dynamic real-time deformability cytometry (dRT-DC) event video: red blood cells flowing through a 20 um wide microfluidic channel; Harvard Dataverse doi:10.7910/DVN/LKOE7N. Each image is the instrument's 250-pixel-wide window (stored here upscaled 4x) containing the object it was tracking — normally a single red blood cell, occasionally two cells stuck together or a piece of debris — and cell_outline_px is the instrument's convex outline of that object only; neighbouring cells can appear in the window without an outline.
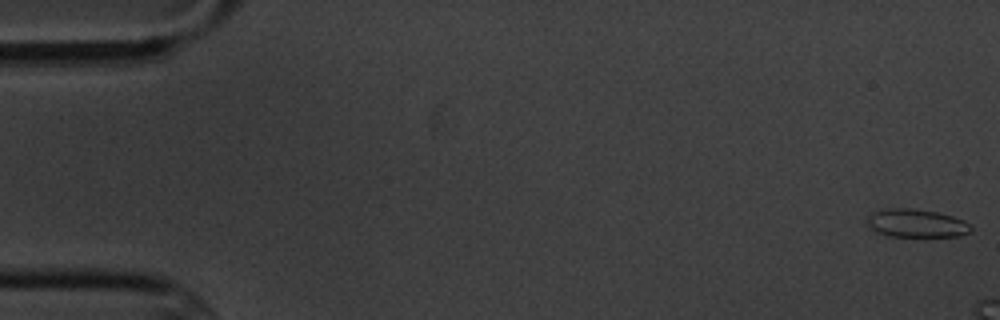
{"species": "common noctule bat (a hibernating species)", "species_latin": "Nyctalus noctula", "temperature_condition": "cold", "stored_images_in_passage": 4, "camera_frame_rate_fps": 3000, "um_per_image_px": 0.085, "animal": {"sex": "male", "body_mass_g": 20.1, "forearm_length_mm": 53.5}, "frame": {"image": 1, "passage_image": 1, "time_ms": 0.0, "image_size_px": [1000, 320], "cell_outline_px": [[972, 228], [968, 232], [960, 236], [888, 236], [876, 232], [868, 228], [868, 216], [872, 212], [884, 208], [908, 208], [936, 212], [952, 216], [964, 220], [972, 224]], "centroid_in_image_um": [77.87, 18.97], "position_along_channel_um": 7.1, "area_um2": 17.11}}